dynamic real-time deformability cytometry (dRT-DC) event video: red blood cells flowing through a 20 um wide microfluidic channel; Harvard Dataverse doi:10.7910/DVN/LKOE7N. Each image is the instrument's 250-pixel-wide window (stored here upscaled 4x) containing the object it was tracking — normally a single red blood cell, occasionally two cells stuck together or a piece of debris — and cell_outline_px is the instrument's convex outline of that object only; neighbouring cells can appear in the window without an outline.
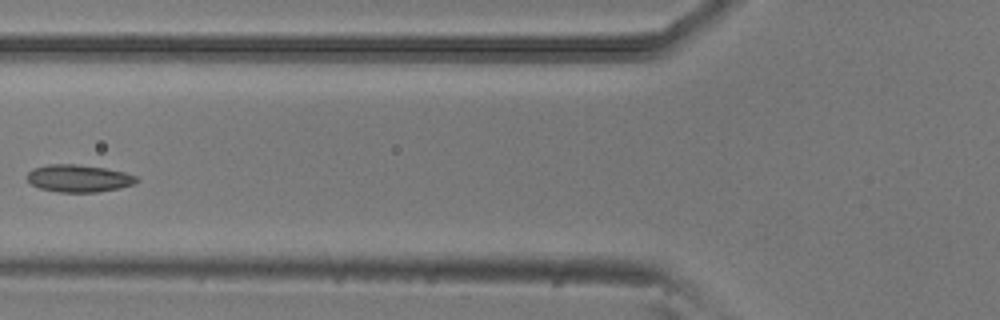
{"species": "common noctule bat (a hibernating species)", "species_latin": "Nyctalus noctula", "temperature_condition": "room temperature", "stored_images_in_passage": 6, "camera_frame_rate_fps": 3000, "um_per_image_px": 0.085, "animal": {"sex": "male", "body_mass_g": 20.5, "forearm_length_mm": 52.5}, "frame": {"image": 1, "passage_image": 5, "time_ms": 1.333, "image_size_px": [1000, 320], "cell_outline_px": [[140, 180], [132, 184], [120, 188], [96, 192], [60, 192], [40, 188], [32, 184], [28, 180], [28, 172], [32, 168], [48, 164], [76, 164], [104, 168], [124, 172], [136, 176]], "centroid_in_image_um": [6.69, 15.15], "position_along_channel_um": 119.1, "area_um2": 17.34}}
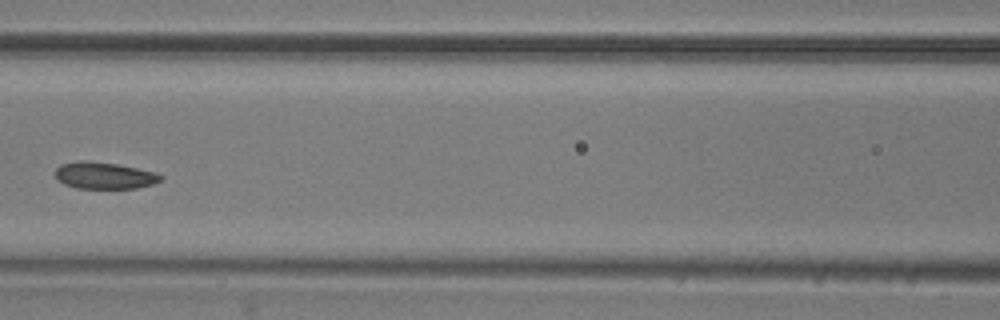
{"frame": {"image": 2, "passage_image": 6, "time_ms": 1.667, "image_size_px": [1000, 320], "cell_outline_px": [[164, 176], [160, 180], [152, 184], [136, 188], [76, 188], [64, 184], [56, 180], [56, 168], [60, 164], [80, 160], [88, 160], [116, 164], [156, 172]], "centroid_in_image_um": [8.83, 14.91], "position_along_channel_um": 157.8, "area_um2": 16.47}}